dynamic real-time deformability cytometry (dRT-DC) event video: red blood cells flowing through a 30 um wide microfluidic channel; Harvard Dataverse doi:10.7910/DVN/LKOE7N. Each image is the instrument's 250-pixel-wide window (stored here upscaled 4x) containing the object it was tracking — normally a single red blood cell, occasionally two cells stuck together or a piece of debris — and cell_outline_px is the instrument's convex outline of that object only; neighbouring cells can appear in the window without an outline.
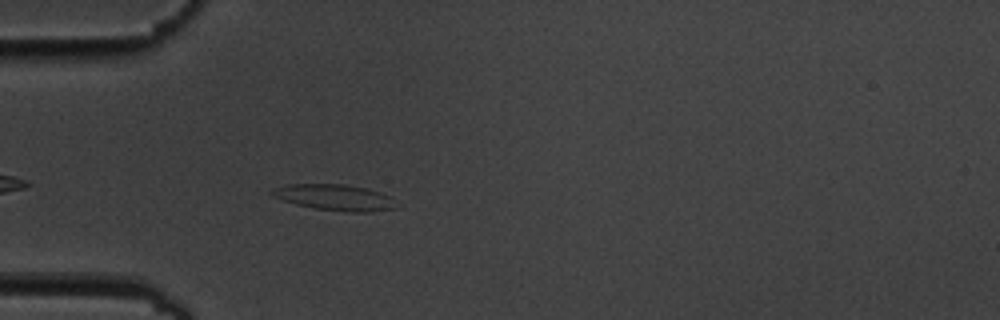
{"species": "common noctule bat (a hibernating species)", "species_latin": "Nyctalus noctula", "temperature_condition": "cold", "stored_images_in_passage": 5, "camera_frame_rate_fps": 3000, "um_per_image_px": 0.085, "animal": {"sex": "male", "body_mass_g": 19.5, "forearm_length_mm": 54.6}, "frame": {"image": 1, "passage_image": 5, "time_ms": 5.667, "image_size_px": [1000, 320], "cell_outline_px": [[396, 208], [372, 212], [348, 212], [316, 208], [296, 204], [272, 196], [268, 192], [276, 188], [288, 184], [344, 184], [368, 188], [392, 196]], "centroid_in_image_um": [28.49, 16.77], "position_along_channel_um": 56.5, "area_um2": 18.84}}